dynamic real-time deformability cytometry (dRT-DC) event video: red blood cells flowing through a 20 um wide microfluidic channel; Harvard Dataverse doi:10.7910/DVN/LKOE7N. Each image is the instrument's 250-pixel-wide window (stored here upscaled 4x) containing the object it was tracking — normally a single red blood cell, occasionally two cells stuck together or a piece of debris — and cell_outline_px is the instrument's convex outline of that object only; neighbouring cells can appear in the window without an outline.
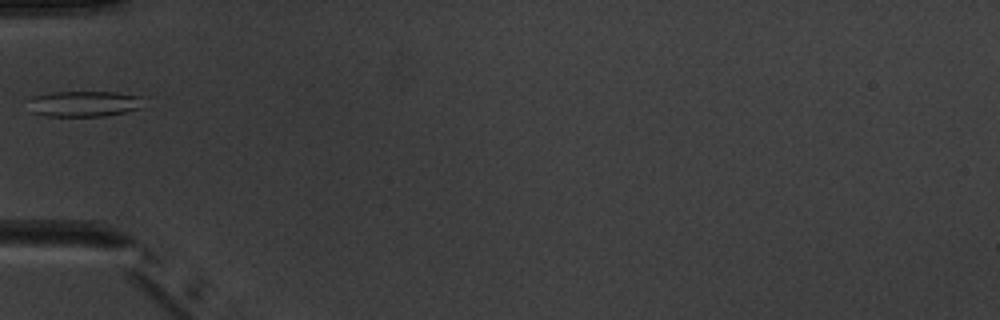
{"species": "common noctule bat (a hibernating species)", "species_latin": "Nyctalus noctula", "temperature_condition": "warm", "stored_images_in_passage": 6, "camera_frame_rate_fps": 3000, "um_per_image_px": 0.085, "animal": {"sex": "male", "body_mass_g": 20.1, "forearm_length_mm": 53.5}, "frame": {"image": 1, "passage_image": 6, "time_ms": 5.667, "image_size_px": [1000, 320], "cell_outline_px": [[140, 108], [124, 112], [104, 116], [44, 116], [32, 112], [28, 100], [32, 96], [52, 92], [116, 92], [140, 96]], "centroid_in_image_um": [7.07, 8.82], "position_along_channel_um": 77.9, "area_um2": 17.17}}